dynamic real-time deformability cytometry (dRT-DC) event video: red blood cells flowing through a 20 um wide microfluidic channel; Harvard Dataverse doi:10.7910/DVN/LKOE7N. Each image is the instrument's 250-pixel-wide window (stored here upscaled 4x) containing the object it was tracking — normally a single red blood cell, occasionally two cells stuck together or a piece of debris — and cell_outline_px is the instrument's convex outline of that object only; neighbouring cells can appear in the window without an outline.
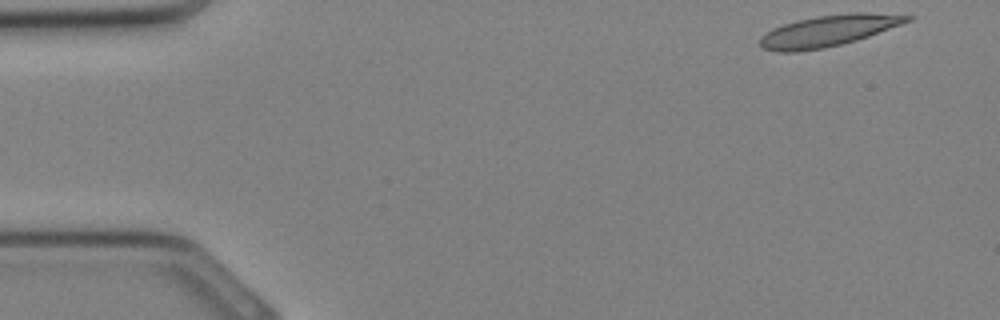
{"species": "Egyptian fruit bat (a non-hibernating species)", "species_latin": "Rousettus aegyptiacus", "temperature_condition": "cold", "stored_images_in_passage": 31, "camera_frame_rate_fps": 3000, "um_per_image_px": 0.085, "animal": {"sex": "female"}, "frame": {"image": 1, "passage_image": 1, "time_ms": 0.0, "image_size_px": [1000, 320], "cell_outline_px": [[916, 16], [912, 20], [868, 36], [856, 40], [824, 48], [796, 52], [776, 52], [764, 48], [760, 44], [760, 36], [772, 28], [796, 20], [816, 16], [848, 12], [864, 12]], "centroid_in_image_um": [70.39, 2.61], "position_along_channel_um": 14.6, "area_um2": 26.76}}
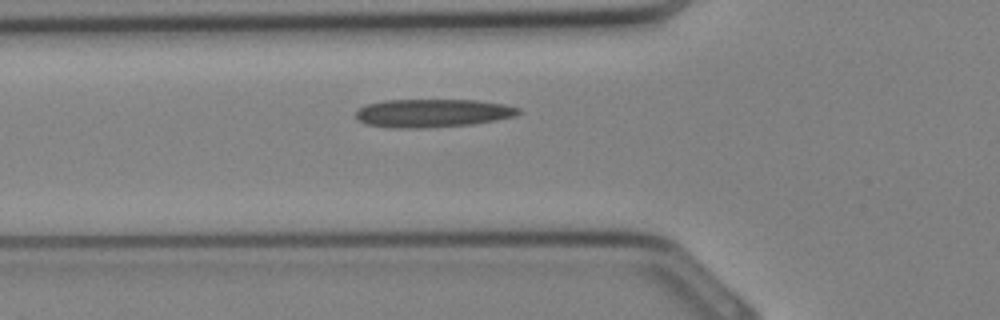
{"frame": {"image": 2, "passage_image": 10, "time_ms": 3.0, "image_size_px": [1000, 320], "cell_outline_px": [[524, 112], [516, 116], [496, 120], [472, 124], [424, 128], [392, 128], [368, 124], [360, 120], [356, 116], [356, 112], [360, 108], [368, 104], [384, 100], [476, 100], [504, 104], [520, 108]], "centroid_in_image_um": [36.84, 9.61], "position_along_channel_um": 89.0, "area_um2": 26.76}}
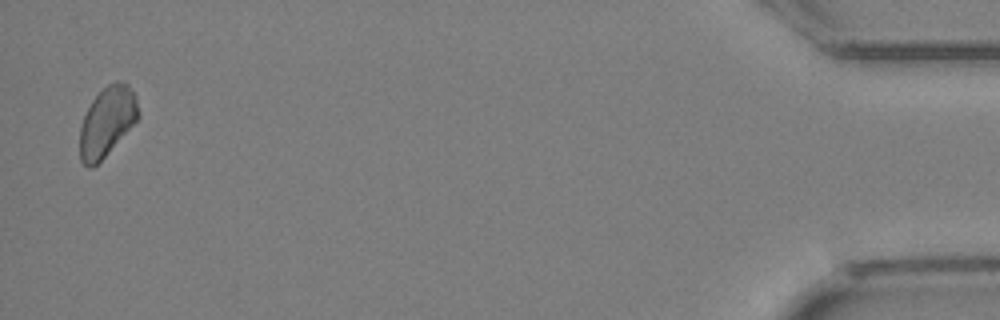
{"frame": {"image": 3, "passage_image": 31, "time_ms": 10.0, "image_size_px": [1000, 320], "cell_outline_px": [[140, 116], [104, 156], [92, 168], [88, 168], [80, 160], [80, 128], [84, 116], [92, 100], [108, 84], [116, 80], [128, 84], [136, 96], [140, 112]], "centroid_in_image_um": [9.1, 10.31], "position_along_channel_um": 426.1, "area_um2": 23.29}}